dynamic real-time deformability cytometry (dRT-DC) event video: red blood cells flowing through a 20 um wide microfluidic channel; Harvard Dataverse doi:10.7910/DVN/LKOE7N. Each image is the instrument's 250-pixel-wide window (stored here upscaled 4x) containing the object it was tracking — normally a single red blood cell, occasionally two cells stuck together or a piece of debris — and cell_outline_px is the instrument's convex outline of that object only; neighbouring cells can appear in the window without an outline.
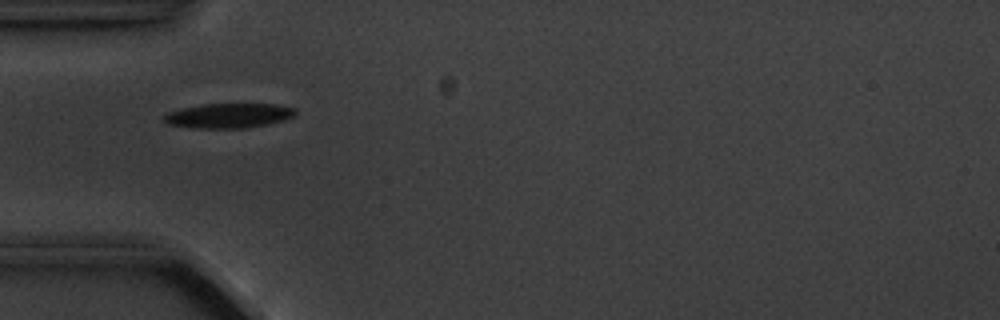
{"species": "common noctule bat (a hibernating species)", "species_latin": "Nyctalus noctula", "temperature_condition": "cold", "stored_images_in_passage": 2, "camera_frame_rate_fps": 3000, "um_per_image_px": 0.085, "animal": {"sex": "male", "body_mass_g": 20.1, "forearm_length_mm": 53.5}, "frame": {"image": 1, "passage_image": 2, "time_ms": 1.333, "image_size_px": [1000, 320], "cell_outline_px": [[296, 116], [284, 120], [268, 124], [244, 128], [196, 128], [168, 124], [164, 120], [164, 116], [168, 112], [184, 108], [204, 104], [276, 104], [296, 108]], "centroid_in_image_um": [19.5, 9.83], "position_along_channel_um": 65.5, "area_um2": 18.84}}